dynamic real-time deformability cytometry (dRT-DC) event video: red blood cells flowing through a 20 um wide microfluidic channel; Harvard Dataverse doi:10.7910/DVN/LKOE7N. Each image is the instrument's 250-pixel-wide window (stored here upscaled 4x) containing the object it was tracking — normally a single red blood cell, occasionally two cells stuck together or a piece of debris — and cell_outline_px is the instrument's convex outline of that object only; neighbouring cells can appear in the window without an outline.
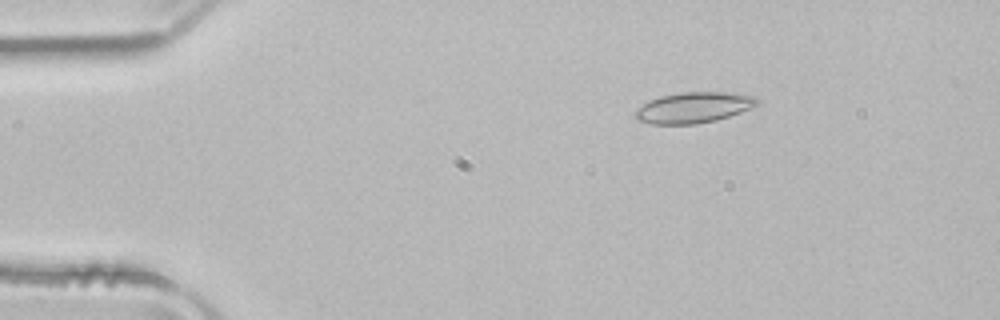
{"species": "common noctule bat (a hibernating species)", "species_latin": "Nyctalus noctula", "temperature_condition": "room temperature", "stored_images_in_passage": 44, "camera_frame_rate_fps": 3000, "um_per_image_px": 0.085, "animal": {"sex": "male", "body_mass_g": 21.5, "forearm_length_mm": 52.0}, "frame": {"image": 1, "passage_image": 1, "time_ms": 0.0, "image_size_px": [1000, 320], "cell_outline_px": [[760, 104], [752, 108], [716, 120], [696, 124], [652, 124], [636, 120], [632, 116], [632, 112], [636, 108], [660, 96], [680, 92], [724, 92], [756, 96], [760, 100]], "centroid_in_image_um": [58.94, 9.14], "position_along_channel_um": 26.1, "area_um2": 22.08}}
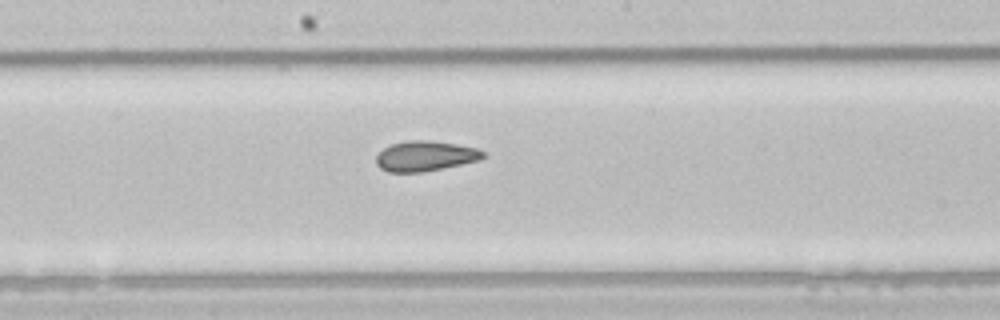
{"frame": {"image": 2, "passage_image": 20, "time_ms": 6.333, "image_size_px": [1000, 320], "cell_outline_px": [[488, 156], [480, 160], [444, 168], [424, 172], [388, 172], [380, 168], [376, 164], [376, 156], [384, 148], [392, 144], [408, 140], [432, 140], [456, 144], [476, 148], [484, 152]], "centroid_in_image_um": [36.17, 13.27], "position_along_channel_um": 212.0, "area_um2": 18.96}}
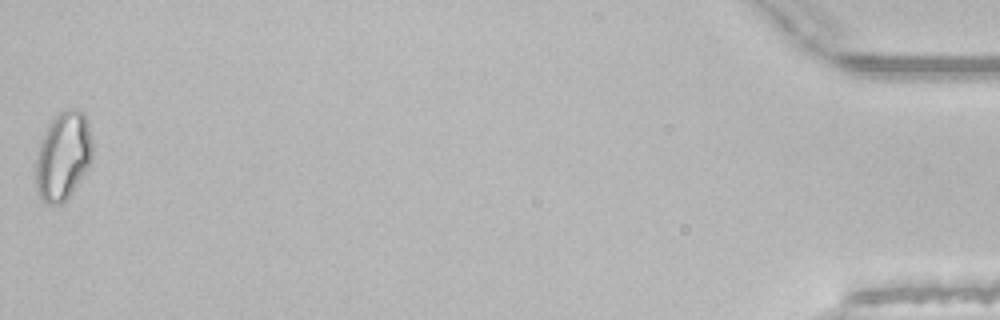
{"frame": {"image": 3, "passage_image": 44, "time_ms": 14.333, "image_size_px": [1000, 320], "cell_outline_px": [[92, 160], [68, 196], [60, 204], [48, 204], [40, 196], [36, 188], [36, 160], [40, 144], [48, 124], [64, 108], [76, 108], [84, 112], [88, 124], [92, 144]], "centroid_in_image_um": [5.37, 13.21], "position_along_channel_um": 429.8, "area_um2": 28.67}, "authors_computed_cell_mechanics": {"area_um2": 20.0855, "velocity_mm_per_s": 3.9644, "shape_relaxation_time_tau1_ms": null, "shape_relaxation_time_tau2_ms": 2.7762, "deformation_change_tau1": null, "deformation_change_tau2": 0.0808}}